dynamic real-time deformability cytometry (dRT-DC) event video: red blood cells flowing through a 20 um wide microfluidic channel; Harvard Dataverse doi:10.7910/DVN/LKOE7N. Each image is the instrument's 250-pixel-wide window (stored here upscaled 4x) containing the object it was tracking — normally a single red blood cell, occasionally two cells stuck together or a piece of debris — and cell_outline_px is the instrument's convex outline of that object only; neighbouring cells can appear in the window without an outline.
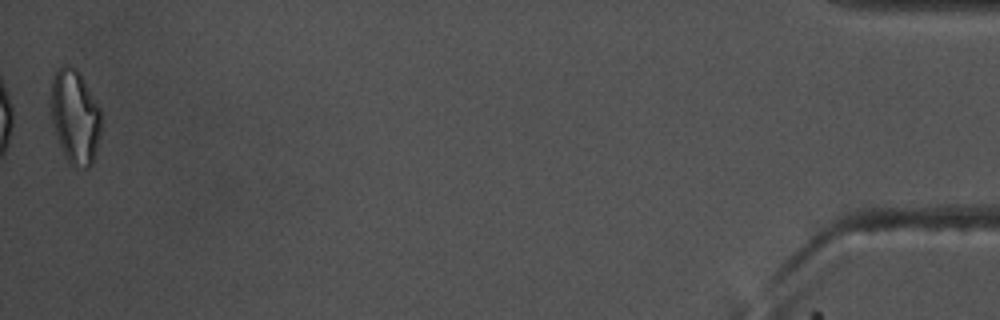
{"species": "common noctule bat (a hibernating species)", "species_latin": "Nyctalus noctula", "temperature_condition": "warm", "stored_images_in_passage": 38, "camera_frame_rate_fps": 3000, "um_per_image_px": 0.085, "animal": {"sex": "male", "body_mass_g": 17.5, "forearm_length_mm": 52.3}, "frame": {"image": 1, "passage_image": 38, "time_ms": 12.333, "image_size_px": [1000, 320], "cell_outline_px": [[100, 132], [92, 164], [88, 168], [76, 168], [68, 164], [64, 156], [56, 136], [52, 124], [52, 72], [56, 68], [64, 64], [68, 64], [76, 68], [80, 72], [100, 108]], "centroid_in_image_um": [6.36, 9.9], "position_along_channel_um": 428.8, "area_um2": 27.8}, "authors_computed_cell_mechanics": {"area_um2": 19.5942, "velocity_mm_per_s": 3.7242, "shape_relaxation_time_tau1_ms": 7.8552, "shape_relaxation_time_tau2_ms": 3.0582, "deformation_change_tau1": 0.233, "deformation_change_tau2": 0.1201}}